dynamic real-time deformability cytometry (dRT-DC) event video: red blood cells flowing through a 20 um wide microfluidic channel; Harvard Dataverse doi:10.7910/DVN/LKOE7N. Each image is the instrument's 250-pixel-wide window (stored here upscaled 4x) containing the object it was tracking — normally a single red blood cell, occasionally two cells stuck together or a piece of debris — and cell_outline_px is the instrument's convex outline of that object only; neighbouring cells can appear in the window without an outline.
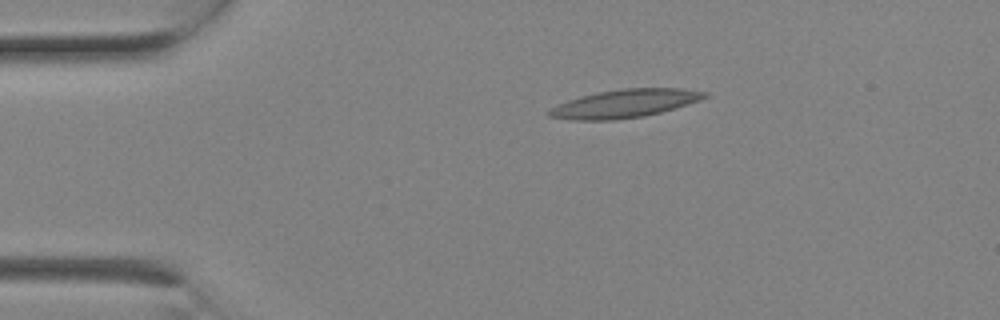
{"species": "Egyptian fruit bat (a non-hibernating species)", "species_latin": "Rousettus aegyptiacus", "temperature_condition": "room temperature", "stored_images_in_passage": 1, "camera_frame_rate_fps": 3000, "um_per_image_px": 0.085, "animal": {"sex": "female"}, "frame": {"image": 1, "passage_image": 1, "time_ms": 0.0, "image_size_px": [1000, 320], "cell_outline_px": [[708, 96], [700, 100], [676, 108], [644, 116], [616, 120], [568, 120], [548, 116], [548, 112], [552, 108], [568, 100], [580, 96], [596, 92], [624, 88], [684, 88], [708, 92]], "centroid_in_image_um": [53.13, 8.8], "position_along_channel_um": 31.9, "area_um2": 25.61}}